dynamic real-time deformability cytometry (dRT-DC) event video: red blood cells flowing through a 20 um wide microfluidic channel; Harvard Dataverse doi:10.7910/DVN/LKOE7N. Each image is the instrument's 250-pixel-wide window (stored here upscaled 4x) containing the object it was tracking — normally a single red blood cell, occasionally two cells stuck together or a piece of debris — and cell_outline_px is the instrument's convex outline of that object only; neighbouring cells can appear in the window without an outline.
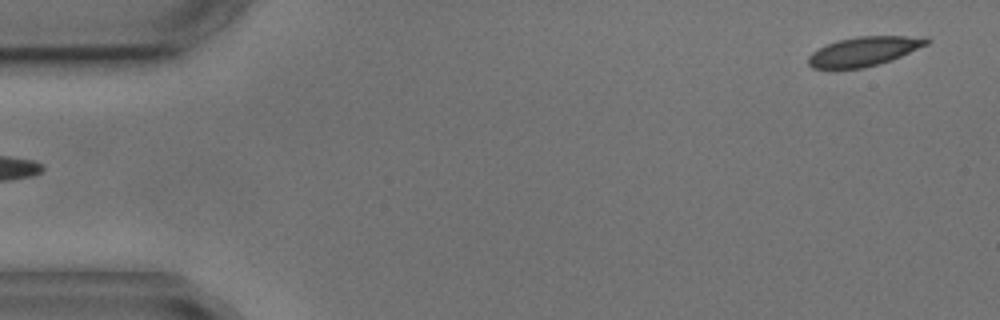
{"species": "common noctule bat (a hibernating species)", "species_latin": "Nyctalus noctula", "temperature_condition": "cold", "stored_images_in_passage": 5, "camera_frame_rate_fps": 3000, "um_per_image_px": 0.085, "animal": {"sex": "male", "body_mass_g": 17.9, "forearm_length_mm": 54.2}, "frame": {"image": 1, "passage_image": 5, "time_ms": 4.667, "image_size_px": [1000, 320], "cell_outline_px": [[932, 40], [928, 44], [892, 60], [860, 68], [812, 68], [808, 64], [808, 56], [812, 52], [836, 40], [856, 36], [928, 36]], "centroid_in_image_um": [73.48, 4.34], "position_along_channel_um": 11.5, "area_um2": 20.17}}